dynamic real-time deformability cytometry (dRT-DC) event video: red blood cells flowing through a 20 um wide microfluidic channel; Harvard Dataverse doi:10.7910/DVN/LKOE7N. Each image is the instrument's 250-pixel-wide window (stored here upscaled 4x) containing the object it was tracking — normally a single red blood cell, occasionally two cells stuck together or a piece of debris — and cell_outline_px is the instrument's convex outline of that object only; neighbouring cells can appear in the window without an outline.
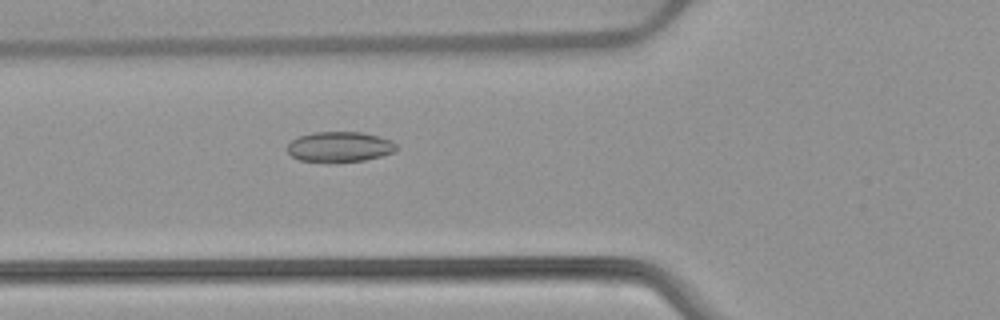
{"species": "common noctule bat (a hibernating species)", "species_latin": "Nyctalus noctula", "temperature_condition": "warm", "stored_images_in_passage": 39, "camera_frame_rate_fps": 3000, "um_per_image_px": 0.085, "animal": {"sex": "female", "body_mass_g": 22.7, "forearm_length_mm": 54.2}, "frame": {"image": 1, "passage_image": 7, "time_ms": 2.0, "image_size_px": [1000, 320], "cell_outline_px": [[400, 148], [396, 152], [364, 160], [336, 164], [328, 164], [300, 160], [292, 156], [288, 152], [288, 144], [296, 136], [312, 132], [360, 132], [380, 136], [392, 140]], "centroid_in_image_um": [28.88, 12.5], "position_along_channel_um": 96.9, "area_um2": 20.0}}
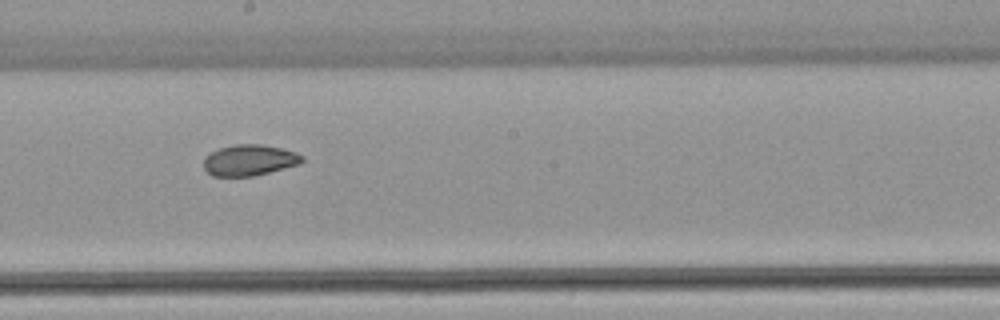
{"frame": {"image": 2, "passage_image": 17, "time_ms": 5.333, "image_size_px": [1000, 320], "cell_outline_px": [[304, 160], [300, 164], [252, 176], [212, 176], [204, 168], [204, 156], [220, 148], [236, 144], [260, 144], [280, 148], [296, 152], [304, 156]], "centroid_in_image_um": [21.2, 13.61], "position_along_channel_um": 227.0, "area_um2": 17.69}}
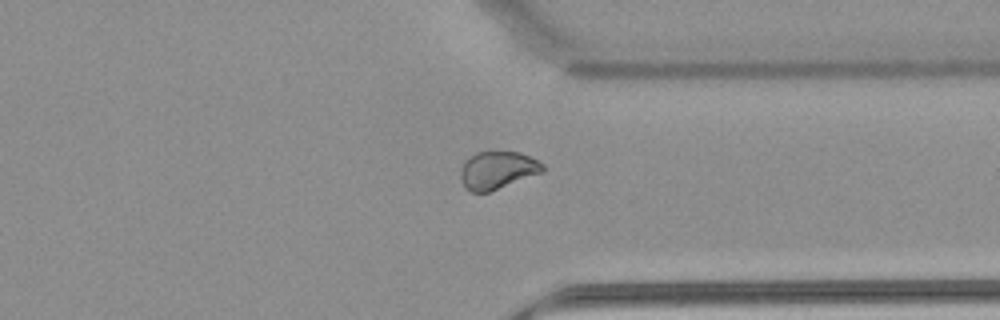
{"frame": {"image": 3, "passage_image": 28, "time_ms": 9.0, "image_size_px": [1000, 320], "cell_outline_px": [[544, 172], [488, 192], [472, 192], [464, 188], [460, 176], [460, 168], [464, 160], [468, 156], [476, 152], [520, 152], [544, 164]], "centroid_in_image_um": [42.25, 14.46], "position_along_channel_um": 369.2, "area_um2": 18.15}, "authors_computed_cell_mechanics": {"area_um2": 18.3804, "velocity_mm_per_s": 3.8944, "shape_relaxation_time_tau1_ms": null, "shape_relaxation_time_tau2_ms": 3.321, "deformation_change_tau1": null, "deformation_change_tau2": 0.0503}}